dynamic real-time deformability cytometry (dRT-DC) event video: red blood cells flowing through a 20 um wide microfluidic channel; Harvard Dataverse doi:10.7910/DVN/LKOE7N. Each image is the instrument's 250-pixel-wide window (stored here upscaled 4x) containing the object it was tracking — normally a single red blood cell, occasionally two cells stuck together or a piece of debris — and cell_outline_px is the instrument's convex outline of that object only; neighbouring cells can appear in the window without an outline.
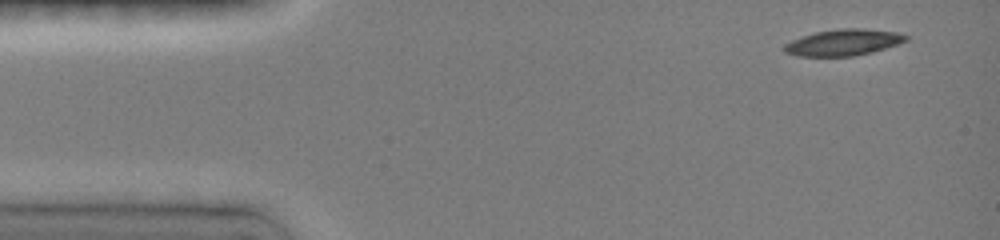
{"species": "common noctule bat (a hibernating species)", "species_latin": "Nyctalus noctula", "temperature_condition": "room temperature", "stored_images_in_passage": 14, "camera_frame_rate_fps": 3000, "um_per_image_px": 0.085, "animal": {"sex": "female", "body_mass_g": 19.0, "forearm_length_mm": 51.5}, "frame": {"image": 1, "passage_image": 1, "time_ms": 0.0, "image_size_px": [1000, 240], "cell_outline_px": [[908, 40], [900, 44], [872, 52], [852, 56], [796, 56], [784, 52], [780, 48], [784, 44], [792, 40], [816, 32], [844, 28], [860, 28], [900, 32], [908, 36]], "centroid_in_image_um": [71.7, 3.61], "position_along_channel_um": 13.3, "area_um2": 18.79}}
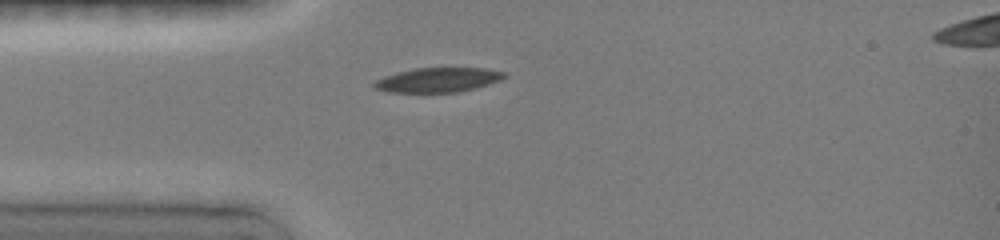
{"frame": {"image": 2, "passage_image": 7, "time_ms": 3.0, "image_size_px": [1000, 240], "cell_outline_px": [[504, 76], [500, 80], [488, 84], [456, 92], [388, 92], [376, 88], [372, 84], [376, 80], [384, 76], [416, 68], [484, 68], [504, 72]], "centroid_in_image_um": [37.19, 6.79], "position_along_channel_um": 47.8, "area_um2": 18.15}}
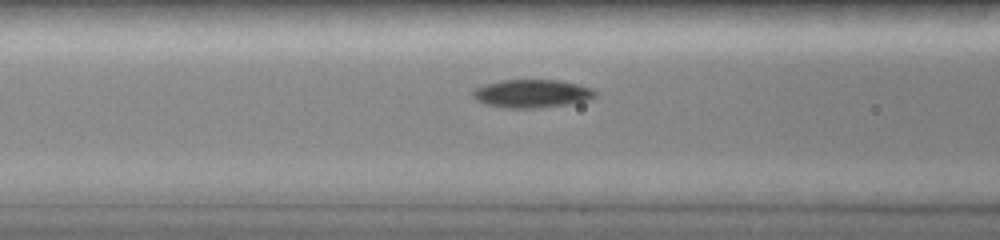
{"frame": {"image": 3, "passage_image": 12, "time_ms": 5.0, "image_size_px": [1000, 240], "cell_outline_px": [[596, 96], [588, 100], [540, 108], [504, 108], [488, 104], [476, 100], [472, 96], [472, 92], [476, 88], [488, 84], [504, 80], [556, 80], [576, 84], [592, 88], [596, 92]], "centroid_in_image_um": [45.21, 7.96], "position_along_channel_um": 121.4, "area_um2": 19.77}}